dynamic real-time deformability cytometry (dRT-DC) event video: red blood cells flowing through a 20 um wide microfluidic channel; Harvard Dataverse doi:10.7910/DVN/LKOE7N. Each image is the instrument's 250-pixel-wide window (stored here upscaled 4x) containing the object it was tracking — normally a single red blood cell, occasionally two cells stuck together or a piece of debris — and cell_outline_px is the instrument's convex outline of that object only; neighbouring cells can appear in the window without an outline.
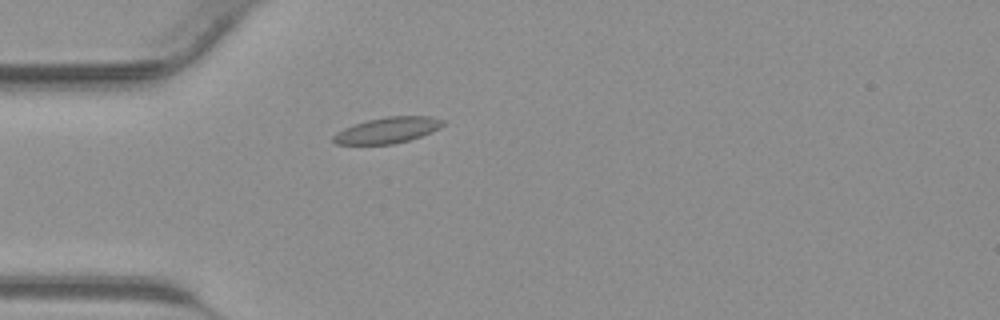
{"species": "common noctule bat (a hibernating species)", "species_latin": "Nyctalus noctula", "temperature_condition": "warm", "stored_images_in_passage": 35, "camera_frame_rate_fps": 3000, "um_per_image_px": 0.085, "animal": {"sex": "male", "body_mass_g": 23.1, "forearm_length_mm": 52.7}, "frame": {"image": 1, "passage_image": 4, "time_ms": 1.0, "image_size_px": [1000, 320], "cell_outline_px": [[444, 124], [440, 128], [420, 136], [408, 140], [392, 144], [336, 144], [332, 140], [332, 136], [336, 132], [344, 128], [368, 120], [384, 116], [432, 116], [444, 120]], "centroid_in_image_um": [32.94, 11.06], "position_along_channel_um": 52.1, "area_um2": 16.47}}
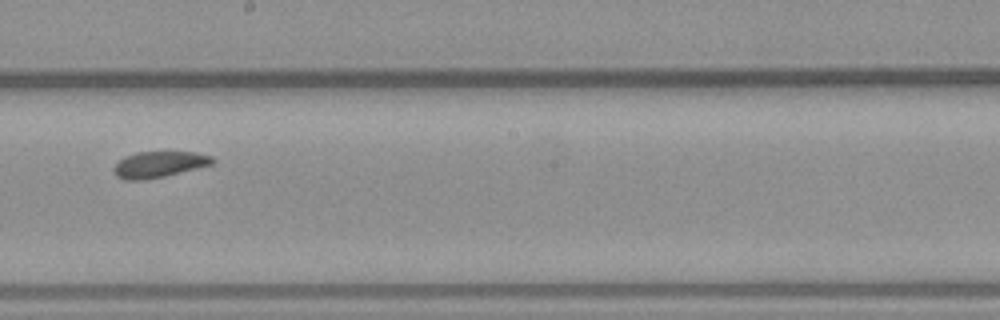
{"frame": {"image": 2, "passage_image": 16, "time_ms": 5.0, "image_size_px": [1000, 320], "cell_outline_px": [[216, 160], [212, 164], [164, 176], [144, 180], [124, 180], [116, 176], [112, 168], [124, 156], [136, 152], [196, 152], [212, 156]], "centroid_in_image_um": [13.49, 13.97], "position_along_channel_um": 234.7, "area_um2": 14.97}}
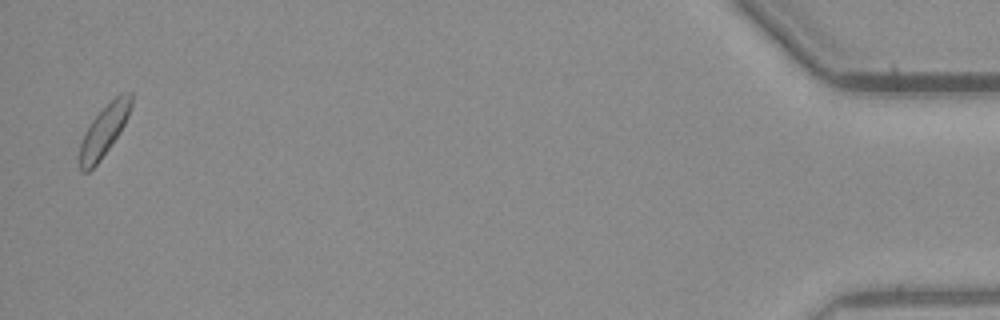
{"frame": {"image": 3, "passage_image": 34, "time_ms": 11.0, "image_size_px": [1000, 320], "cell_outline_px": [[132, 104], [128, 116], [120, 132], [100, 160], [88, 172], [80, 172], [80, 144], [92, 120], [120, 92], [132, 92]], "centroid_in_image_um": [8.86, 11.1], "position_along_channel_um": 426.3, "area_um2": 14.91}}